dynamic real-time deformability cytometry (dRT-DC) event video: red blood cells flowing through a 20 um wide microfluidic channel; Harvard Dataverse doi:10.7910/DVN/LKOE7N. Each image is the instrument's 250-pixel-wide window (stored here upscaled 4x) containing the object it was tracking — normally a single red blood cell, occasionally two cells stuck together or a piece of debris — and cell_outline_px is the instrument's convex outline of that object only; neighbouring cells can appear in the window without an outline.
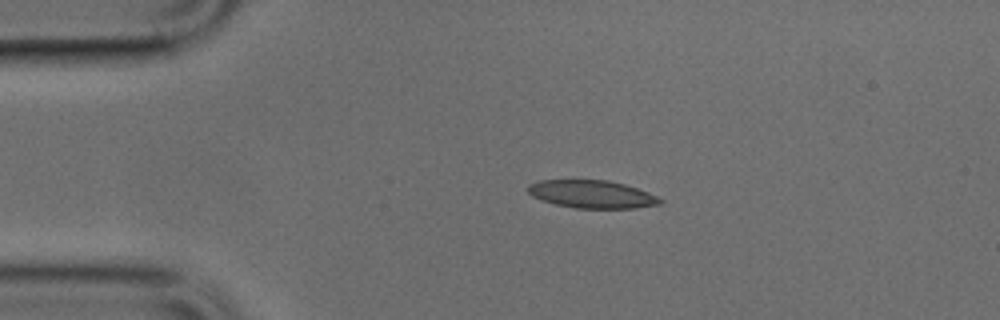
{"species": "common noctule bat (a hibernating species)", "species_latin": "Nyctalus noctula", "temperature_condition": "cold", "stored_images_in_passage": 40, "camera_frame_rate_fps": 3000, "um_per_image_px": 0.085, "animal": {"sex": "male", "body_mass_g": 17.9, "forearm_length_mm": 54.2}, "frame": {"image": 1, "passage_image": 1, "time_ms": 0.0, "image_size_px": [1000, 320], "cell_outline_px": [[664, 200], [660, 204], [636, 208], [576, 208], [556, 204], [540, 200], [532, 196], [528, 192], [528, 184], [540, 180], [608, 180], [624, 184], [648, 192]], "centroid_in_image_um": [50.3, 16.51], "position_along_channel_um": 34.7, "area_um2": 21.39}}
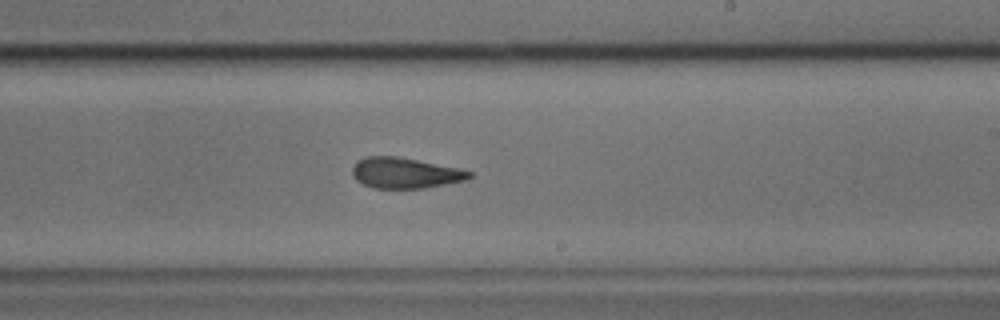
{"frame": {"image": 2, "passage_image": 20, "time_ms": 6.333, "image_size_px": [1000, 320], "cell_outline_px": [[472, 176], [464, 180], [424, 188], [372, 188], [356, 180], [352, 176], [352, 168], [356, 160], [368, 156], [396, 156], [460, 168], [472, 172]], "centroid_in_image_um": [34.39, 14.69], "position_along_channel_um": 254.6, "area_um2": 20.87}}
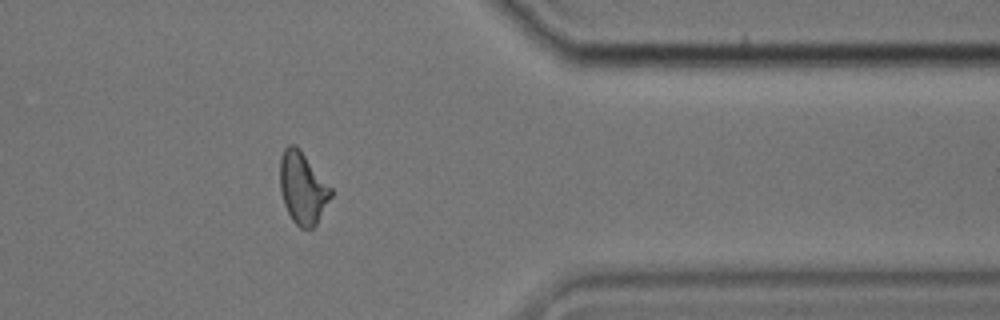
{"frame": {"image": 3, "passage_image": 31, "time_ms": 10.0, "image_size_px": [1000, 320], "cell_outline_px": [[332, 196], [316, 224], [312, 228], [300, 228], [292, 220], [284, 204], [280, 192], [280, 160], [284, 148], [288, 144], [292, 144], [300, 148], [332, 188]], "centroid_in_image_um": [25.72, 15.96], "position_along_channel_um": 385.7, "area_um2": 21.39}}